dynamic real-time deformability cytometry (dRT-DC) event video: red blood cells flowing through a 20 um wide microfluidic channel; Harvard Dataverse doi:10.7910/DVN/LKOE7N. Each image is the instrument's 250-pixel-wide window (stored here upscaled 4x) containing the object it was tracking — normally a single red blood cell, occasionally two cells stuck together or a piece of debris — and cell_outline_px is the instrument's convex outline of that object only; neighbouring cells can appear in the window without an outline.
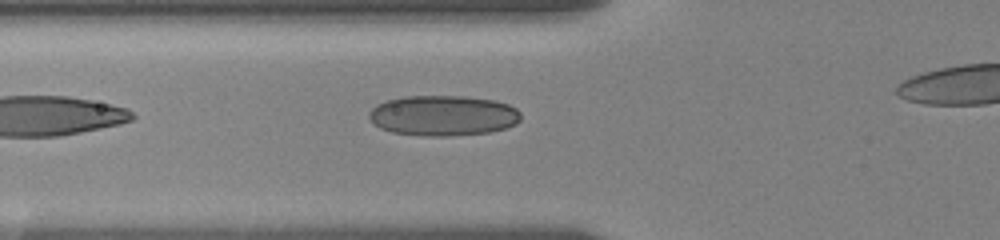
{"species": "human", "species_latin": "Homo sapiens", "temperature_condition": "room temperature", "stored_images_in_passage": 11, "camera_frame_rate_fps": 3000, "um_per_image_px": 0.085, "donor": {"sex": "female"}, "frame": {"image": 1, "passage_image": 11, "time_ms": 3.333, "image_size_px": [1000, 240], "cell_outline_px": [[520, 120], [516, 124], [504, 128], [488, 132], [448, 136], [424, 136], [392, 132], [380, 128], [368, 116], [368, 112], [376, 104], [388, 100], [404, 96], [464, 96], [496, 100], [508, 104], [516, 108], [520, 112]], "centroid_in_image_um": [37.67, 9.81], "position_along_channel_um": 88.1, "area_um2": 35.78}}